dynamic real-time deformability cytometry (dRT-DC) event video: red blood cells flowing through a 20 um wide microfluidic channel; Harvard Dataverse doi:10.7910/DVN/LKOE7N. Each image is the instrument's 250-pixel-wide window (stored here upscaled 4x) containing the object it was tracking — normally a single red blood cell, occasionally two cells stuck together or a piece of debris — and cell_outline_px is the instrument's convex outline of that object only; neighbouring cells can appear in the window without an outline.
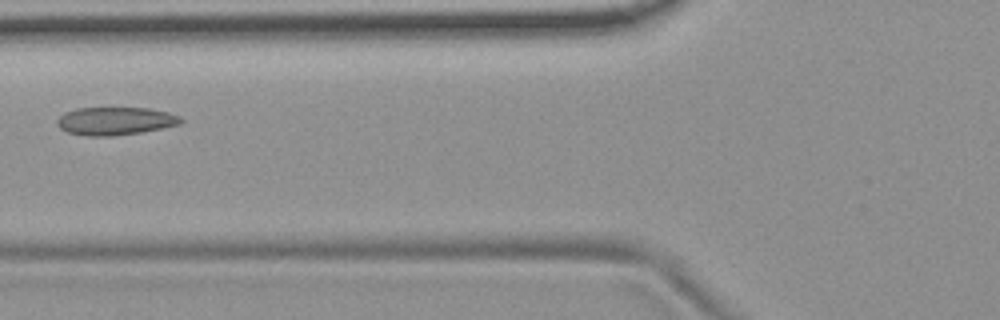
{"species": "common noctule bat (a hibernating species)", "species_latin": "Nyctalus noctula", "temperature_condition": "room temperature", "stored_images_in_passage": 5, "camera_frame_rate_fps": 3000, "um_per_image_px": 0.085, "animal": {"sex": "female", "body_mass_g": 19.9}, "frame": {"image": 1, "passage_image": 5, "time_ms": 1.333, "image_size_px": [1000, 320], "cell_outline_px": [[184, 120], [180, 124], [140, 132], [112, 136], [88, 136], [68, 132], [60, 128], [56, 124], [56, 120], [64, 112], [76, 108], [148, 108], [168, 112], [180, 116]], "centroid_in_image_um": [9.78, 10.28], "position_along_channel_um": 116.0, "area_um2": 20.11}}